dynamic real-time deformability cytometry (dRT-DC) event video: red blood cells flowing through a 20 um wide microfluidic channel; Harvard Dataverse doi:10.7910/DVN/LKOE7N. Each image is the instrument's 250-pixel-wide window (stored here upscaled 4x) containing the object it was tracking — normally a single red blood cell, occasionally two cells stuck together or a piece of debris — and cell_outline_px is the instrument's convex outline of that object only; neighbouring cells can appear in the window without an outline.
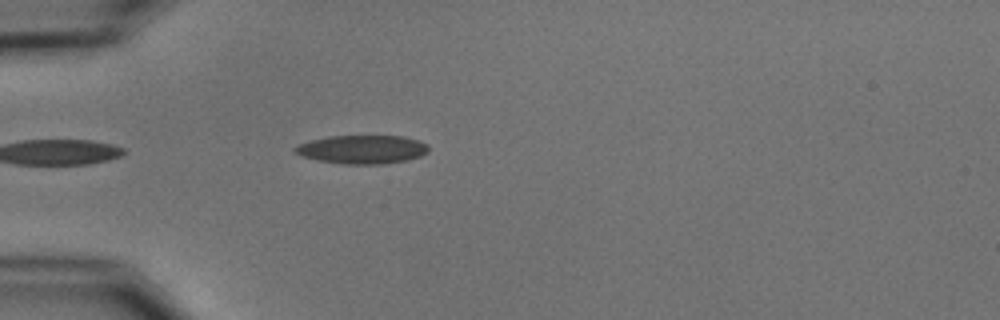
{"species": "common noctule bat (a hibernating species)", "species_latin": "Nyctalus noctula", "temperature_condition": "cold", "stored_images_in_passage": 2, "camera_frame_rate_fps": 3000, "um_per_image_px": 0.085, "animal": {"sex": "male", "body_mass_g": 15.6}, "frame": {"image": 1, "passage_image": 2, "time_ms": 1.0, "image_size_px": [1000, 320], "cell_outline_px": [[428, 152], [420, 156], [408, 160], [384, 164], [344, 164], [316, 160], [300, 156], [292, 152], [292, 148], [300, 144], [312, 140], [328, 136], [404, 136], [420, 140], [428, 144]], "centroid_in_image_um": [30.78, 12.7], "position_along_channel_um": 54.2, "area_um2": 22.48}}